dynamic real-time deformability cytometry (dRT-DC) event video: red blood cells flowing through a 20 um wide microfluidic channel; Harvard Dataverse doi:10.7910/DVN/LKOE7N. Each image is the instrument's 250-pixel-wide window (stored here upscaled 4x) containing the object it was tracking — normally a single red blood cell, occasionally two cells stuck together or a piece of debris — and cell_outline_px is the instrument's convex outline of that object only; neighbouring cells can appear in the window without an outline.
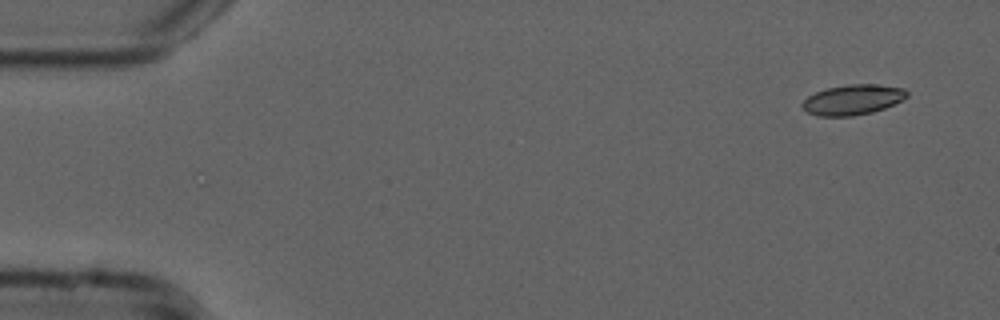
{"species": "common noctule bat (a hibernating species)", "species_latin": "Nyctalus noctula", "temperature_condition": "cold", "stored_images_in_passage": 2, "camera_frame_rate_fps": 3000, "um_per_image_px": 0.085, "animal": {"sex": "male", "forearm_length_mm": 52.5}, "frame": {"image": 1, "passage_image": 2, "time_ms": 0.333, "image_size_px": [1000, 320], "cell_outline_px": [[908, 96], [884, 108], [872, 112], [852, 116], [816, 116], [808, 112], [800, 104], [808, 96], [816, 92], [828, 88], [848, 84], [876, 84], [904, 88], [908, 92]], "centroid_in_image_um": [72.47, 8.47], "position_along_channel_um": 12.5, "area_um2": 18.26}}